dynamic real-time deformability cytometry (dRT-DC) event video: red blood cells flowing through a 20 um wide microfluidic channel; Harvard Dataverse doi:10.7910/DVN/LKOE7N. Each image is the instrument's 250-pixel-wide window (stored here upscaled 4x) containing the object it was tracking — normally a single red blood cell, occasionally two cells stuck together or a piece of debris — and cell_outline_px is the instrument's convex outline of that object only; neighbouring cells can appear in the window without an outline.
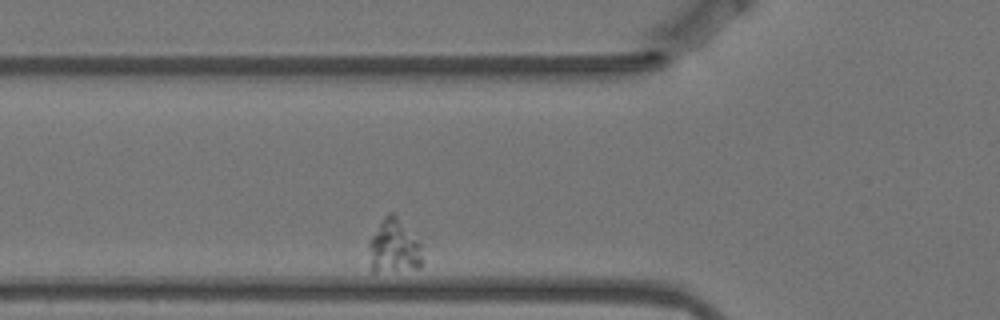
{"species": "Egyptian fruit bat (a non-hibernating species)", "species_latin": "Rousettus aegyptiacus", "temperature_condition": "warm", "stored_images_in_passage": 2, "camera_frame_rate_fps": 3000, "um_per_image_px": 0.085, "animal": {"sex": "female"}, "frame": {"image": 1, "passage_image": 2, "time_ms": 0.333, "image_size_px": [1000, 320], "cell_outline_px": [[424, 264], [420, 268], [376, 272], [372, 272], [368, 248], [368, 240], [388, 212], [392, 212], [424, 244]], "centroid_in_image_um": [33.55, 20.97], "position_along_channel_um": 92.2, "area_um2": 17.4}}